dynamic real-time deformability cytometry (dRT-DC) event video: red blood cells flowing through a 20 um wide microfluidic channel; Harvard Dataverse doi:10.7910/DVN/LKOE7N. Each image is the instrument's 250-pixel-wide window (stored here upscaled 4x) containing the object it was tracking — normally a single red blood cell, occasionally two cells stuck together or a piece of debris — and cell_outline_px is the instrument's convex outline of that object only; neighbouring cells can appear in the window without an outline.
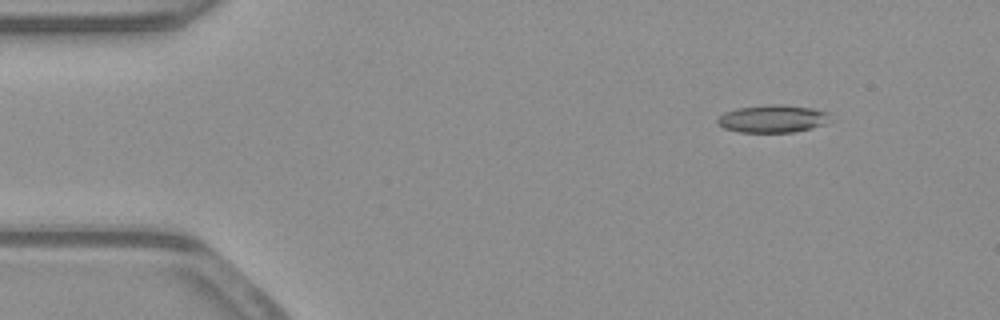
{"species": "common noctule bat (a hibernating species)", "species_latin": "Nyctalus noctula", "temperature_condition": "warm", "stored_images_in_passage": 53, "camera_frame_rate_fps": 3000, "um_per_image_px": 0.085, "animal": {"sex": "male", "body_mass_g": 23.1, "forearm_length_mm": 52.7}, "frame": {"image": 1, "passage_image": 7, "time_ms": 2.0, "image_size_px": [1000, 320], "cell_outline_px": [[832, 120], [824, 124], [812, 128], [792, 132], [740, 132], [724, 128], [716, 124], [716, 120], [724, 112], [736, 108], [768, 104], [784, 104], [812, 108], [828, 112]], "centroid_in_image_um": [65.68, 10.08], "position_along_channel_um": 19.3, "area_um2": 18.38}}
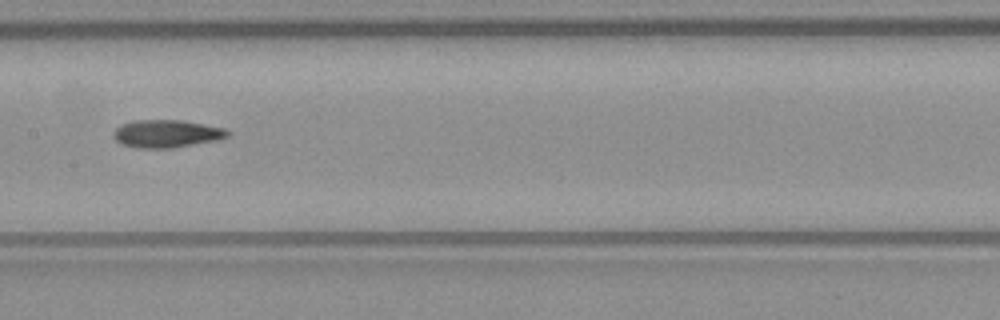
{"frame": {"image": 2, "passage_image": 27, "time_ms": 8.667, "image_size_px": [1000, 320], "cell_outline_px": [[232, 132], [228, 136], [216, 140], [172, 148], [136, 148], [120, 144], [112, 136], [112, 132], [120, 124], [132, 120], [184, 120], [224, 128]], "centroid_in_image_um": [14.12, 11.36], "position_along_channel_um": 193.3, "area_um2": 18.67}}
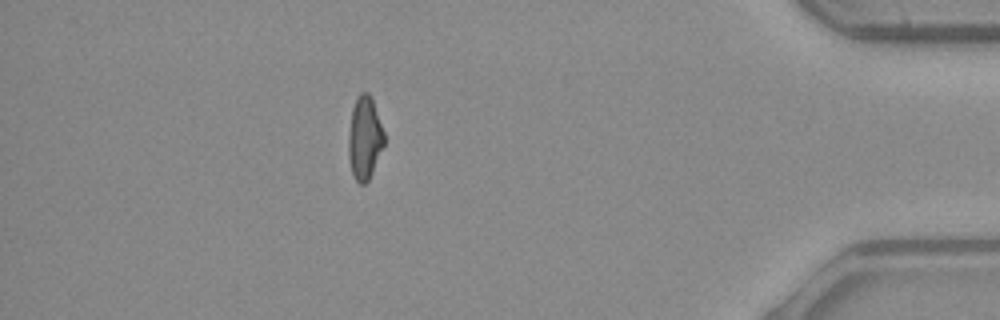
{"frame": {"image": 3, "passage_image": 47, "time_ms": 15.333, "image_size_px": [1000, 320], "cell_outline_px": [[384, 144], [372, 172], [368, 180], [364, 184], [360, 184], [352, 176], [348, 156], [348, 132], [352, 108], [356, 96], [360, 92], [368, 92], [372, 96], [384, 132]], "centroid_in_image_um": [30.97, 11.69], "position_along_channel_um": 404.2, "area_um2": 17.51}, "authors_computed_cell_mechanics": {"area_um2": 17.9758, "velocity_mm_per_s": 3.935, "shape_relaxation_time_tau1_ms": null, "shape_relaxation_time_tau2_ms": 7.7054, "deformation_change_tau1": null, "deformation_change_tau2": 0.1906}}